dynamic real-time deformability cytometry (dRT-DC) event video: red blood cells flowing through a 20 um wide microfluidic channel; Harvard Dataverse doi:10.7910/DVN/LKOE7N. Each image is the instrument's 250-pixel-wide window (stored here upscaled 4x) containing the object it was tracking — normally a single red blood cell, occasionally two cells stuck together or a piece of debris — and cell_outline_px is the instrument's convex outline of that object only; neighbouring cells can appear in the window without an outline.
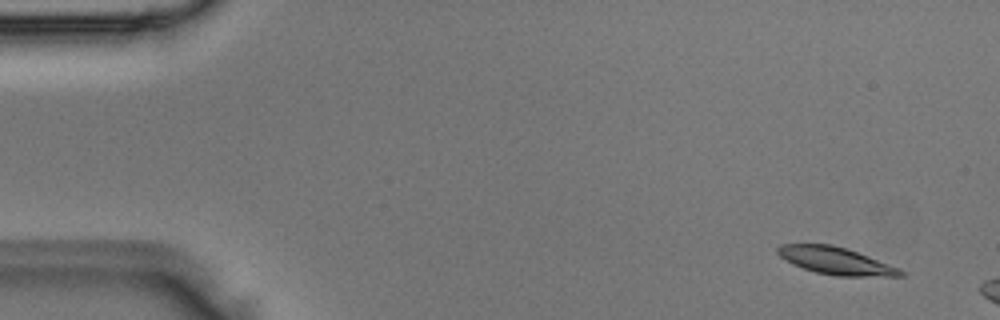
{"species": "Egyptian fruit bat (a non-hibernating species)", "species_latin": "Rousettus aegyptiacus", "temperature_condition": "room temperature", "stored_images_in_passage": 3, "camera_frame_rate_fps": 3000, "um_per_image_px": 0.085, "animal": {"sex": "male"}, "frame": {"image": 1, "passage_image": 1, "time_ms": 0.0, "image_size_px": [1000, 320], "cell_outline_px": [[904, 276], [836, 276], [816, 272], [792, 264], [780, 256], [776, 252], [776, 248], [780, 244], [832, 244], [868, 256], [900, 268], [904, 272]], "centroid_in_image_um": [71.02, 22.17], "position_along_channel_um": 14.0, "area_um2": 19.36}}